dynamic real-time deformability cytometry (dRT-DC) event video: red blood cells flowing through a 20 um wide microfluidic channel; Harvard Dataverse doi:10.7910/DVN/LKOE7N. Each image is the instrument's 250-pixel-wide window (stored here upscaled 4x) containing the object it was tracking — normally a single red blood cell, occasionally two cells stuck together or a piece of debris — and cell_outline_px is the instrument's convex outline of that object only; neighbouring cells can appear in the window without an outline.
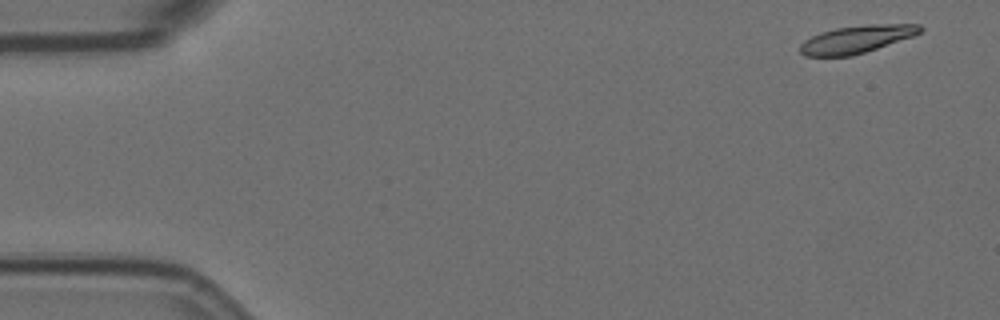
{"species": "Egyptian fruit bat (a non-hibernating species)", "species_latin": "Rousettus aegyptiacus", "temperature_condition": "room temperature", "stored_images_in_passage": 43, "camera_frame_rate_fps": 3000, "um_per_image_px": 0.085, "animal": {"sex": "female"}, "frame": {"image": 1, "passage_image": 2, "time_ms": 0.333, "image_size_px": [1000, 320], "cell_outline_px": [[924, 28], [920, 32], [912, 36], [852, 56], [804, 56], [800, 52], [800, 44], [804, 40], [820, 32], [836, 28], [868, 24], [920, 24]], "centroid_in_image_um": [72.78, 3.33], "position_along_channel_um": 12.2, "area_um2": 19.13}}
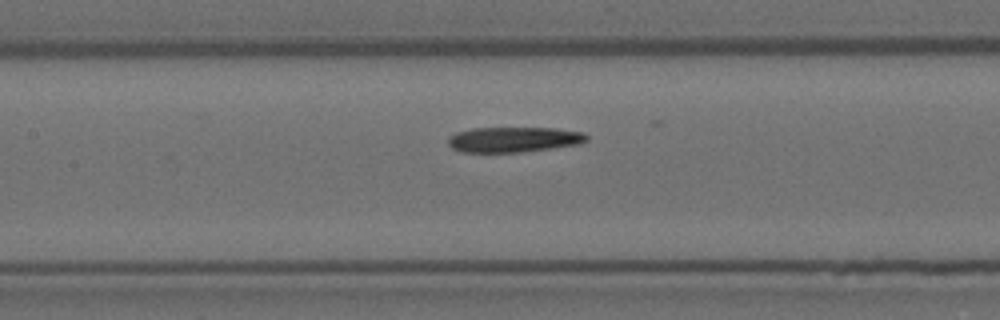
{"frame": {"image": 2, "passage_image": 25, "time_ms": 8.0, "image_size_px": [1000, 320], "cell_outline_px": [[588, 140], [580, 144], [552, 148], [520, 152], [460, 152], [452, 148], [448, 144], [448, 136], [456, 132], [472, 128], [556, 128], [584, 132], [588, 136]], "centroid_in_image_um": [43.66, 11.85], "position_along_channel_um": 163.7, "area_um2": 20.58}}
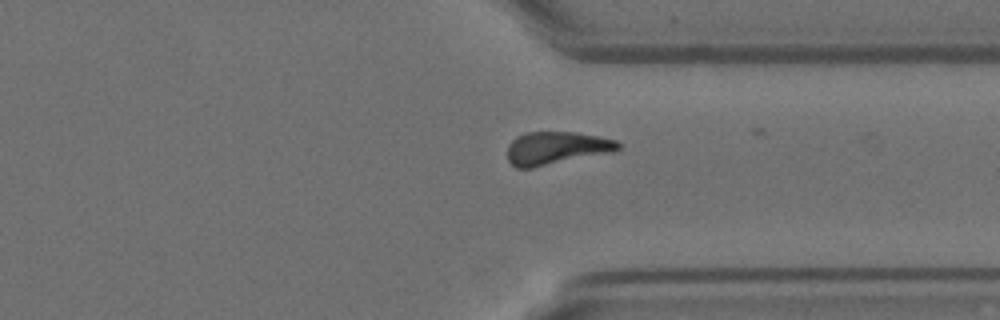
{"frame": {"image": 3, "passage_image": 42, "time_ms": 13.667, "image_size_px": [1000, 320], "cell_outline_px": [[620, 148], [612, 152], [532, 168], [516, 168], [508, 160], [508, 144], [516, 136], [524, 132], [576, 132], [600, 136], [616, 140], [620, 144]], "centroid_in_image_um": [47.27, 12.58], "position_along_channel_um": 364.1, "area_um2": 21.33}}